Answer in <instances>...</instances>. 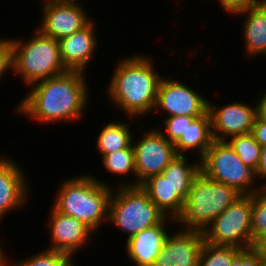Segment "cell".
Wrapping results in <instances>:
<instances>
[{
    "label": "cell",
    "mask_w": 266,
    "mask_h": 266,
    "mask_svg": "<svg viewBox=\"0 0 266 266\" xmlns=\"http://www.w3.org/2000/svg\"><path fill=\"white\" fill-rule=\"evenodd\" d=\"M85 74L66 71L33 84L15 111L43 124L79 121L90 100Z\"/></svg>",
    "instance_id": "6da1fadb"
},
{
    "label": "cell",
    "mask_w": 266,
    "mask_h": 266,
    "mask_svg": "<svg viewBox=\"0 0 266 266\" xmlns=\"http://www.w3.org/2000/svg\"><path fill=\"white\" fill-rule=\"evenodd\" d=\"M154 65L144 54L121 58L107 83L109 100L132 120L154 112L162 78Z\"/></svg>",
    "instance_id": "7a4b0ae2"
},
{
    "label": "cell",
    "mask_w": 266,
    "mask_h": 266,
    "mask_svg": "<svg viewBox=\"0 0 266 266\" xmlns=\"http://www.w3.org/2000/svg\"><path fill=\"white\" fill-rule=\"evenodd\" d=\"M114 187L88 173L62 179L52 207L76 218L96 233L103 222H108L109 200Z\"/></svg>",
    "instance_id": "3957f363"
},
{
    "label": "cell",
    "mask_w": 266,
    "mask_h": 266,
    "mask_svg": "<svg viewBox=\"0 0 266 266\" xmlns=\"http://www.w3.org/2000/svg\"><path fill=\"white\" fill-rule=\"evenodd\" d=\"M33 36V37H32ZM27 41L12 38L13 73L25 85L46 80L68 71L61 59L59 41L44 35L37 28Z\"/></svg>",
    "instance_id": "277c9868"
},
{
    "label": "cell",
    "mask_w": 266,
    "mask_h": 266,
    "mask_svg": "<svg viewBox=\"0 0 266 266\" xmlns=\"http://www.w3.org/2000/svg\"><path fill=\"white\" fill-rule=\"evenodd\" d=\"M241 194L233 187L206 177L201 171L190 186L182 215L176 223L184 229H204Z\"/></svg>",
    "instance_id": "5b68a950"
},
{
    "label": "cell",
    "mask_w": 266,
    "mask_h": 266,
    "mask_svg": "<svg viewBox=\"0 0 266 266\" xmlns=\"http://www.w3.org/2000/svg\"><path fill=\"white\" fill-rule=\"evenodd\" d=\"M165 218V214L140 186H117L112 189L107 224L111 223L113 227L128 233L126 240Z\"/></svg>",
    "instance_id": "8992f818"
},
{
    "label": "cell",
    "mask_w": 266,
    "mask_h": 266,
    "mask_svg": "<svg viewBox=\"0 0 266 266\" xmlns=\"http://www.w3.org/2000/svg\"><path fill=\"white\" fill-rule=\"evenodd\" d=\"M200 171L208 178L233 187L241 195L259 188L254 171L245 165L226 141H213L200 159Z\"/></svg>",
    "instance_id": "52a82bcc"
},
{
    "label": "cell",
    "mask_w": 266,
    "mask_h": 266,
    "mask_svg": "<svg viewBox=\"0 0 266 266\" xmlns=\"http://www.w3.org/2000/svg\"><path fill=\"white\" fill-rule=\"evenodd\" d=\"M252 195H241L202 232L204 241L242 250L252 247Z\"/></svg>",
    "instance_id": "ba28073f"
},
{
    "label": "cell",
    "mask_w": 266,
    "mask_h": 266,
    "mask_svg": "<svg viewBox=\"0 0 266 266\" xmlns=\"http://www.w3.org/2000/svg\"><path fill=\"white\" fill-rule=\"evenodd\" d=\"M141 139L133 137L136 186L149 177L161 174L177 155L175 146L169 142L156 127L145 131Z\"/></svg>",
    "instance_id": "9c48e42d"
},
{
    "label": "cell",
    "mask_w": 266,
    "mask_h": 266,
    "mask_svg": "<svg viewBox=\"0 0 266 266\" xmlns=\"http://www.w3.org/2000/svg\"><path fill=\"white\" fill-rule=\"evenodd\" d=\"M41 2L42 22L36 28L56 40L83 29L93 20L79 1L41 0Z\"/></svg>",
    "instance_id": "30bf717a"
},
{
    "label": "cell",
    "mask_w": 266,
    "mask_h": 266,
    "mask_svg": "<svg viewBox=\"0 0 266 266\" xmlns=\"http://www.w3.org/2000/svg\"><path fill=\"white\" fill-rule=\"evenodd\" d=\"M179 80L162 77L158 86L154 113L161 110L171 116H202L208 111V99Z\"/></svg>",
    "instance_id": "8fae6325"
},
{
    "label": "cell",
    "mask_w": 266,
    "mask_h": 266,
    "mask_svg": "<svg viewBox=\"0 0 266 266\" xmlns=\"http://www.w3.org/2000/svg\"><path fill=\"white\" fill-rule=\"evenodd\" d=\"M217 105L208 101L212 136L215 141H227L233 136L251 133L257 117L256 103L250 106L249 103L236 101L220 108Z\"/></svg>",
    "instance_id": "7c38bea8"
},
{
    "label": "cell",
    "mask_w": 266,
    "mask_h": 266,
    "mask_svg": "<svg viewBox=\"0 0 266 266\" xmlns=\"http://www.w3.org/2000/svg\"><path fill=\"white\" fill-rule=\"evenodd\" d=\"M50 209L47 227L50 230L51 246L47 249L66 253L73 259L78 250L80 252L85 246L87 248L94 232L76 218L61 214L53 207Z\"/></svg>",
    "instance_id": "4fadbf2b"
},
{
    "label": "cell",
    "mask_w": 266,
    "mask_h": 266,
    "mask_svg": "<svg viewBox=\"0 0 266 266\" xmlns=\"http://www.w3.org/2000/svg\"><path fill=\"white\" fill-rule=\"evenodd\" d=\"M203 243V233L198 230L181 227L169 232L153 266H198Z\"/></svg>",
    "instance_id": "5bb4252c"
},
{
    "label": "cell",
    "mask_w": 266,
    "mask_h": 266,
    "mask_svg": "<svg viewBox=\"0 0 266 266\" xmlns=\"http://www.w3.org/2000/svg\"><path fill=\"white\" fill-rule=\"evenodd\" d=\"M7 156L0 154V222L8 212L25 207L31 189L23 168Z\"/></svg>",
    "instance_id": "9a60e30c"
},
{
    "label": "cell",
    "mask_w": 266,
    "mask_h": 266,
    "mask_svg": "<svg viewBox=\"0 0 266 266\" xmlns=\"http://www.w3.org/2000/svg\"><path fill=\"white\" fill-rule=\"evenodd\" d=\"M96 24L94 19L83 29L59 39L60 55L68 71L86 73V68L97 53Z\"/></svg>",
    "instance_id": "2e32d148"
},
{
    "label": "cell",
    "mask_w": 266,
    "mask_h": 266,
    "mask_svg": "<svg viewBox=\"0 0 266 266\" xmlns=\"http://www.w3.org/2000/svg\"><path fill=\"white\" fill-rule=\"evenodd\" d=\"M172 223L177 224L175 219L166 217L161 223L127 239L125 249L130 262L135 266H153L169 235L167 226Z\"/></svg>",
    "instance_id": "e0dca14e"
},
{
    "label": "cell",
    "mask_w": 266,
    "mask_h": 266,
    "mask_svg": "<svg viewBox=\"0 0 266 266\" xmlns=\"http://www.w3.org/2000/svg\"><path fill=\"white\" fill-rule=\"evenodd\" d=\"M140 187L166 217L177 221L182 215L190 186H173L162 174H158L149 177Z\"/></svg>",
    "instance_id": "ac0fdd59"
},
{
    "label": "cell",
    "mask_w": 266,
    "mask_h": 266,
    "mask_svg": "<svg viewBox=\"0 0 266 266\" xmlns=\"http://www.w3.org/2000/svg\"><path fill=\"white\" fill-rule=\"evenodd\" d=\"M241 14L245 15L241 26L244 54L249 58L261 55L266 57V0H261L257 5L234 15Z\"/></svg>",
    "instance_id": "d6986e66"
},
{
    "label": "cell",
    "mask_w": 266,
    "mask_h": 266,
    "mask_svg": "<svg viewBox=\"0 0 266 266\" xmlns=\"http://www.w3.org/2000/svg\"><path fill=\"white\" fill-rule=\"evenodd\" d=\"M213 141L211 116L207 111L202 116H187L185 133L174 143V146L177 155H187L186 152L194 151L199 152L197 157L201 159Z\"/></svg>",
    "instance_id": "ffe728a7"
},
{
    "label": "cell",
    "mask_w": 266,
    "mask_h": 266,
    "mask_svg": "<svg viewBox=\"0 0 266 266\" xmlns=\"http://www.w3.org/2000/svg\"><path fill=\"white\" fill-rule=\"evenodd\" d=\"M129 122L112 121L102 127L96 140V148L100 155L128 148L132 144L134 135L131 133Z\"/></svg>",
    "instance_id": "44dd1931"
},
{
    "label": "cell",
    "mask_w": 266,
    "mask_h": 266,
    "mask_svg": "<svg viewBox=\"0 0 266 266\" xmlns=\"http://www.w3.org/2000/svg\"><path fill=\"white\" fill-rule=\"evenodd\" d=\"M100 156L102 158L103 168L107 170L106 172L116 176L121 175V177L132 174L135 178L133 180L125 179L127 180L126 182L121 181L116 186H136L135 157L132 144L128 148Z\"/></svg>",
    "instance_id": "7402d4cb"
},
{
    "label": "cell",
    "mask_w": 266,
    "mask_h": 266,
    "mask_svg": "<svg viewBox=\"0 0 266 266\" xmlns=\"http://www.w3.org/2000/svg\"><path fill=\"white\" fill-rule=\"evenodd\" d=\"M188 159L187 155H176L161 174L173 186H191L200 173V159L195 162H189Z\"/></svg>",
    "instance_id": "603a6c76"
},
{
    "label": "cell",
    "mask_w": 266,
    "mask_h": 266,
    "mask_svg": "<svg viewBox=\"0 0 266 266\" xmlns=\"http://www.w3.org/2000/svg\"><path fill=\"white\" fill-rule=\"evenodd\" d=\"M242 162L254 172L257 170L261 156V145L251 133L233 136L226 141Z\"/></svg>",
    "instance_id": "cb8c5ba5"
},
{
    "label": "cell",
    "mask_w": 266,
    "mask_h": 266,
    "mask_svg": "<svg viewBox=\"0 0 266 266\" xmlns=\"http://www.w3.org/2000/svg\"><path fill=\"white\" fill-rule=\"evenodd\" d=\"M242 249L232 246L214 245L204 241L198 266H231Z\"/></svg>",
    "instance_id": "d4e9b609"
},
{
    "label": "cell",
    "mask_w": 266,
    "mask_h": 266,
    "mask_svg": "<svg viewBox=\"0 0 266 266\" xmlns=\"http://www.w3.org/2000/svg\"><path fill=\"white\" fill-rule=\"evenodd\" d=\"M19 261L10 260L7 266H71L74 263L68 254L47 248Z\"/></svg>",
    "instance_id": "484cf974"
},
{
    "label": "cell",
    "mask_w": 266,
    "mask_h": 266,
    "mask_svg": "<svg viewBox=\"0 0 266 266\" xmlns=\"http://www.w3.org/2000/svg\"><path fill=\"white\" fill-rule=\"evenodd\" d=\"M264 231H266V189H258L252 194V244L254 239Z\"/></svg>",
    "instance_id": "4316f807"
},
{
    "label": "cell",
    "mask_w": 266,
    "mask_h": 266,
    "mask_svg": "<svg viewBox=\"0 0 266 266\" xmlns=\"http://www.w3.org/2000/svg\"><path fill=\"white\" fill-rule=\"evenodd\" d=\"M163 123L165 128L158 127L156 129H158L169 142L174 144L180 136L185 133V129L187 128V116L166 117Z\"/></svg>",
    "instance_id": "83f0119b"
},
{
    "label": "cell",
    "mask_w": 266,
    "mask_h": 266,
    "mask_svg": "<svg viewBox=\"0 0 266 266\" xmlns=\"http://www.w3.org/2000/svg\"><path fill=\"white\" fill-rule=\"evenodd\" d=\"M8 71H13V41L12 38H0V78Z\"/></svg>",
    "instance_id": "f1b7e54d"
},
{
    "label": "cell",
    "mask_w": 266,
    "mask_h": 266,
    "mask_svg": "<svg viewBox=\"0 0 266 266\" xmlns=\"http://www.w3.org/2000/svg\"><path fill=\"white\" fill-rule=\"evenodd\" d=\"M261 0H218L221 8L231 15L257 5Z\"/></svg>",
    "instance_id": "f546056e"
},
{
    "label": "cell",
    "mask_w": 266,
    "mask_h": 266,
    "mask_svg": "<svg viewBox=\"0 0 266 266\" xmlns=\"http://www.w3.org/2000/svg\"><path fill=\"white\" fill-rule=\"evenodd\" d=\"M231 266H261V257L252 248L245 249L233 259Z\"/></svg>",
    "instance_id": "4dcf8cb0"
},
{
    "label": "cell",
    "mask_w": 266,
    "mask_h": 266,
    "mask_svg": "<svg viewBox=\"0 0 266 266\" xmlns=\"http://www.w3.org/2000/svg\"><path fill=\"white\" fill-rule=\"evenodd\" d=\"M251 134L261 146L266 145V121L256 117Z\"/></svg>",
    "instance_id": "1f68e13d"
},
{
    "label": "cell",
    "mask_w": 266,
    "mask_h": 266,
    "mask_svg": "<svg viewBox=\"0 0 266 266\" xmlns=\"http://www.w3.org/2000/svg\"><path fill=\"white\" fill-rule=\"evenodd\" d=\"M255 173V178L256 179H266V145L261 146V156H260V161H259V165L257 167V170L254 172ZM259 185L258 188L259 189H266V181H263V183L261 184H257Z\"/></svg>",
    "instance_id": "d6a6232c"
},
{
    "label": "cell",
    "mask_w": 266,
    "mask_h": 266,
    "mask_svg": "<svg viewBox=\"0 0 266 266\" xmlns=\"http://www.w3.org/2000/svg\"><path fill=\"white\" fill-rule=\"evenodd\" d=\"M261 258H266V231L257 236L251 247Z\"/></svg>",
    "instance_id": "836d02e7"
},
{
    "label": "cell",
    "mask_w": 266,
    "mask_h": 266,
    "mask_svg": "<svg viewBox=\"0 0 266 266\" xmlns=\"http://www.w3.org/2000/svg\"><path fill=\"white\" fill-rule=\"evenodd\" d=\"M257 117L266 121V90L260 95V98L256 102Z\"/></svg>",
    "instance_id": "e575fe53"
},
{
    "label": "cell",
    "mask_w": 266,
    "mask_h": 266,
    "mask_svg": "<svg viewBox=\"0 0 266 266\" xmlns=\"http://www.w3.org/2000/svg\"><path fill=\"white\" fill-rule=\"evenodd\" d=\"M1 223V222H0ZM4 248L1 246V241H0V266H7L9 259L7 255L4 253Z\"/></svg>",
    "instance_id": "d590c367"
},
{
    "label": "cell",
    "mask_w": 266,
    "mask_h": 266,
    "mask_svg": "<svg viewBox=\"0 0 266 266\" xmlns=\"http://www.w3.org/2000/svg\"><path fill=\"white\" fill-rule=\"evenodd\" d=\"M261 266H266V258H261Z\"/></svg>",
    "instance_id": "8d00e7d4"
},
{
    "label": "cell",
    "mask_w": 266,
    "mask_h": 266,
    "mask_svg": "<svg viewBox=\"0 0 266 266\" xmlns=\"http://www.w3.org/2000/svg\"><path fill=\"white\" fill-rule=\"evenodd\" d=\"M52 1H70V2H77L78 0H52Z\"/></svg>",
    "instance_id": "74e56055"
}]
</instances>
